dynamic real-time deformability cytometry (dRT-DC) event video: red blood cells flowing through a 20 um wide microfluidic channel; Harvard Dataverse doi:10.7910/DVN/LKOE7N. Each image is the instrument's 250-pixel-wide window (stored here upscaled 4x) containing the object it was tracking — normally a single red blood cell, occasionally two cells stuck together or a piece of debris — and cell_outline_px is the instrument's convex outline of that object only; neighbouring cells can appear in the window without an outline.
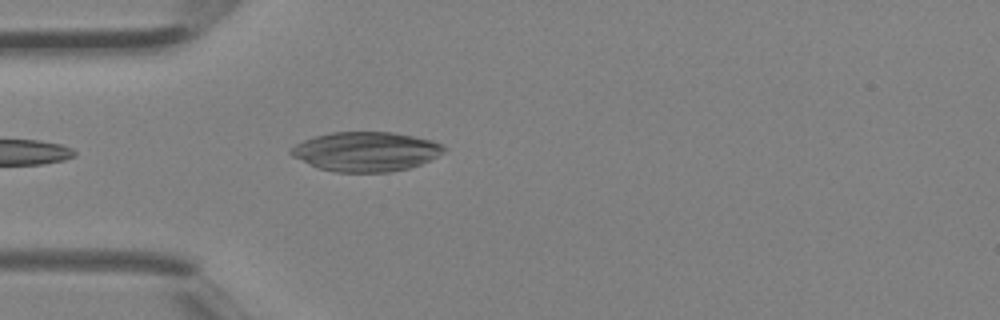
{"species": "Egyptian fruit bat (a non-hibernating species)", "species_latin": "Rousettus aegyptiacus", "temperature_condition": "room temperature", "stored_images_in_passage": 4, "camera_frame_rate_fps": 3000, "um_per_image_px": 0.085, "animal": {"sex": "female"}, "frame": {"image": 1, "passage_image": 4, "time_ms": 1.0, "image_size_px": [1000, 320], "cell_outline_px": [[448, 148], [444, 152], [420, 164], [408, 168], [388, 172], [336, 172], [320, 168], [292, 156], [288, 152], [296, 144], [304, 140], [316, 136], [332, 132], [392, 132], [432, 140], [444, 144]], "centroid_in_image_um": [31.13, 12.87], "position_along_channel_um": 53.9, "area_um2": 34.91}}